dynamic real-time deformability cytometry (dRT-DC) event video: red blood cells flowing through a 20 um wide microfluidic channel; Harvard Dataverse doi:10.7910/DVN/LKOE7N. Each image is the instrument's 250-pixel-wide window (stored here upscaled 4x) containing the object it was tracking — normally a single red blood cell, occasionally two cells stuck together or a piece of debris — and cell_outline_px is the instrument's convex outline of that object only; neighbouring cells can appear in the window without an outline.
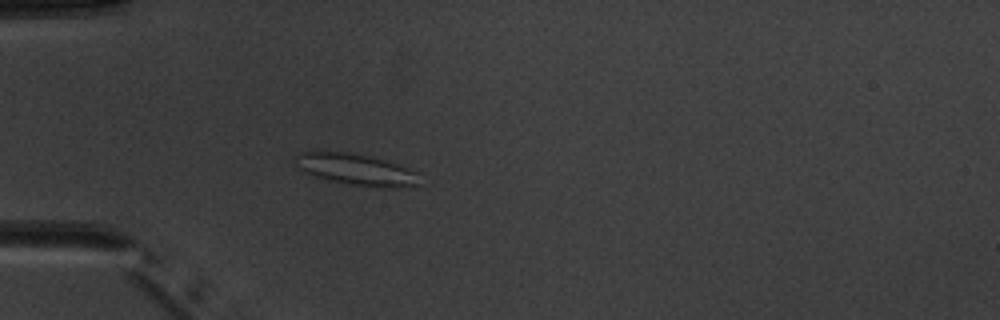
{"species": "common noctule bat (a hibernating species)", "species_latin": "Nyctalus noctula", "temperature_condition": "warm", "stored_images_in_passage": 4, "camera_frame_rate_fps": 3000, "um_per_image_px": 0.085, "animal": {"sex": "male", "body_mass_g": 20.1, "forearm_length_mm": 53.5}, "frame": {"image": 1, "passage_image": 4, "time_ms": 4.333, "image_size_px": [1000, 320], "cell_outline_px": [[416, 184], [392, 188], [384, 188], [348, 184], [328, 180], [304, 172], [292, 164], [292, 160], [300, 152], [316, 148], [372, 156], [396, 164], [416, 172]], "centroid_in_image_um": [30.07, 14.35], "position_along_channel_um": 54.9, "area_um2": 23.0}}